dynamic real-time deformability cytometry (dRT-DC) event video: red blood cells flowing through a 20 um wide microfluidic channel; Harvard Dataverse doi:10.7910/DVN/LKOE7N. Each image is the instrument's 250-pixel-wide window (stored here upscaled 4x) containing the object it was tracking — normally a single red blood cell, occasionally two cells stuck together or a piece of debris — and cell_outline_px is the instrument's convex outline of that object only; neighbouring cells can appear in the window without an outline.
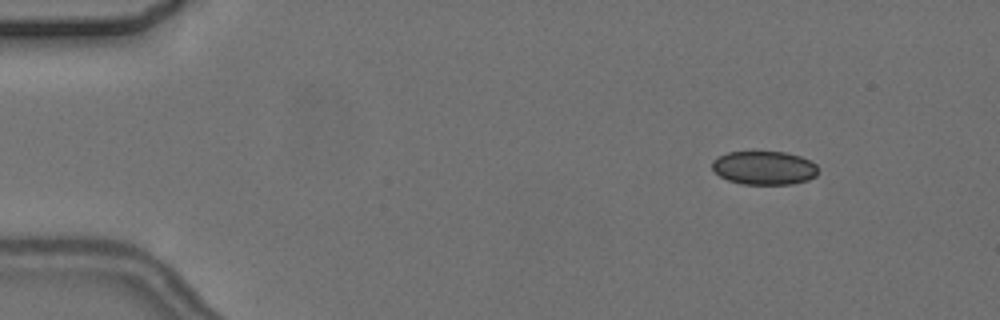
{"species": "common noctule bat (a hibernating species)", "species_latin": "Nyctalus noctula", "temperature_condition": "cold", "stored_images_in_passage": 5, "camera_frame_rate_fps": 3000, "um_per_image_px": 0.085, "animal": {"sex": "female", "body_mass_g": 24.6, "forearm_length_mm": 56.2}, "frame": {"image": 1, "passage_image": 1, "time_ms": 0.0, "image_size_px": [1000, 320], "cell_outline_px": [[820, 168], [816, 176], [808, 180], [792, 184], [740, 184], [728, 180], [720, 176], [712, 168], [712, 160], [728, 152], [788, 152], [800, 156], [816, 164]], "centroid_in_image_um": [64.98, 14.27], "position_along_channel_um": 20.0, "area_um2": 20.87}}
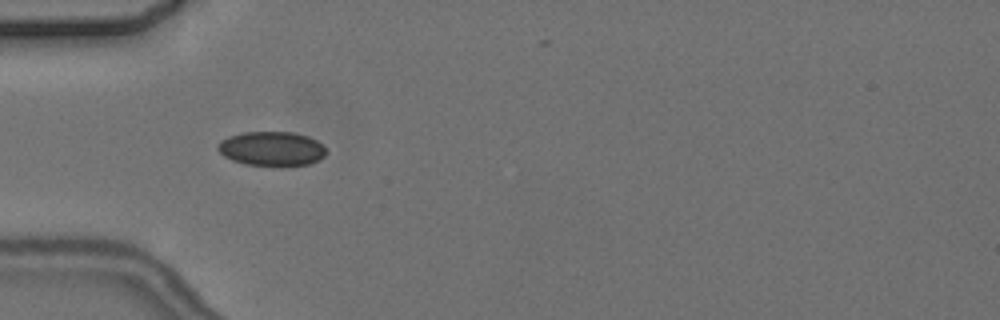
{"frame": {"image": 2, "passage_image": 4, "time_ms": 3.667, "image_size_px": [1000, 320], "cell_outline_px": [[324, 156], [308, 164], [280, 168], [272, 168], [244, 164], [232, 160], [224, 156], [216, 148], [216, 144], [220, 140], [228, 136], [244, 132], [292, 132], [308, 136], [324, 144]], "centroid_in_image_um": [23.06, 12.67], "position_along_channel_um": 61.9, "area_um2": 22.31}}
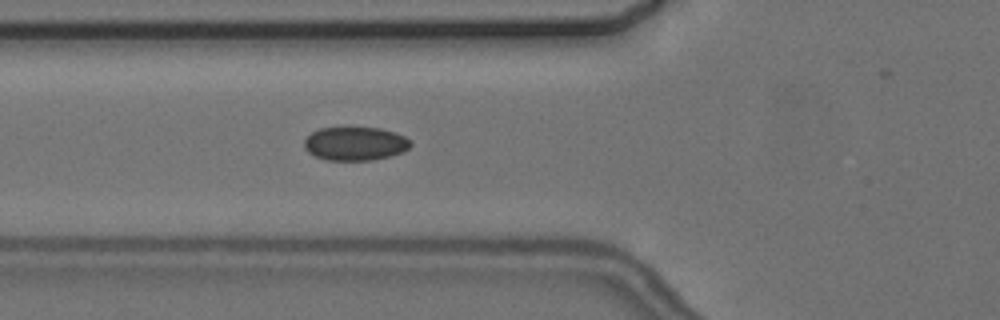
{"frame": {"image": 3, "passage_image": 5, "time_ms": 4.667, "image_size_px": [1000, 320], "cell_outline_px": [[412, 144], [408, 148], [400, 152], [388, 156], [372, 160], [328, 160], [316, 156], [308, 152], [304, 148], [304, 140], [312, 132], [320, 128], [380, 128], [404, 136], [412, 140]], "centroid_in_image_um": [30.17, 12.21], "position_along_channel_um": 95.6, "area_um2": 20.58}}